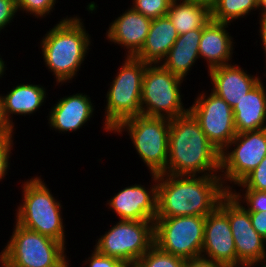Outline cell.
Instances as JSON below:
<instances>
[{
  "mask_svg": "<svg viewBox=\"0 0 266 267\" xmlns=\"http://www.w3.org/2000/svg\"><path fill=\"white\" fill-rule=\"evenodd\" d=\"M227 193L220 176L158 174L156 218L206 217Z\"/></svg>",
  "mask_w": 266,
  "mask_h": 267,
  "instance_id": "1",
  "label": "cell"
},
{
  "mask_svg": "<svg viewBox=\"0 0 266 267\" xmlns=\"http://www.w3.org/2000/svg\"><path fill=\"white\" fill-rule=\"evenodd\" d=\"M166 173L220 175V151L208 140L189 111L170 119Z\"/></svg>",
  "mask_w": 266,
  "mask_h": 267,
  "instance_id": "2",
  "label": "cell"
},
{
  "mask_svg": "<svg viewBox=\"0 0 266 267\" xmlns=\"http://www.w3.org/2000/svg\"><path fill=\"white\" fill-rule=\"evenodd\" d=\"M82 20L79 15L63 17L40 41L44 65L53 72L57 85L71 83L91 49L92 37Z\"/></svg>",
  "mask_w": 266,
  "mask_h": 267,
  "instance_id": "3",
  "label": "cell"
},
{
  "mask_svg": "<svg viewBox=\"0 0 266 267\" xmlns=\"http://www.w3.org/2000/svg\"><path fill=\"white\" fill-rule=\"evenodd\" d=\"M46 185L37 176L22 182V202L15 210L14 223L55 239L66 247L63 207Z\"/></svg>",
  "mask_w": 266,
  "mask_h": 267,
  "instance_id": "4",
  "label": "cell"
},
{
  "mask_svg": "<svg viewBox=\"0 0 266 267\" xmlns=\"http://www.w3.org/2000/svg\"><path fill=\"white\" fill-rule=\"evenodd\" d=\"M13 230L0 252V267H70L61 242L17 223Z\"/></svg>",
  "mask_w": 266,
  "mask_h": 267,
  "instance_id": "5",
  "label": "cell"
},
{
  "mask_svg": "<svg viewBox=\"0 0 266 267\" xmlns=\"http://www.w3.org/2000/svg\"><path fill=\"white\" fill-rule=\"evenodd\" d=\"M116 77L108 88L104 124L109 134L122 121L141 114L142 84L146 63L135 56H125Z\"/></svg>",
  "mask_w": 266,
  "mask_h": 267,
  "instance_id": "6",
  "label": "cell"
},
{
  "mask_svg": "<svg viewBox=\"0 0 266 267\" xmlns=\"http://www.w3.org/2000/svg\"><path fill=\"white\" fill-rule=\"evenodd\" d=\"M170 119L139 114L122 121L111 133L127 132L150 174L166 173Z\"/></svg>",
  "mask_w": 266,
  "mask_h": 267,
  "instance_id": "7",
  "label": "cell"
},
{
  "mask_svg": "<svg viewBox=\"0 0 266 267\" xmlns=\"http://www.w3.org/2000/svg\"><path fill=\"white\" fill-rule=\"evenodd\" d=\"M183 79L161 64H147L143 77L141 114L176 118L188 112L182 102ZM181 85V86H180Z\"/></svg>",
  "mask_w": 266,
  "mask_h": 267,
  "instance_id": "8",
  "label": "cell"
},
{
  "mask_svg": "<svg viewBox=\"0 0 266 267\" xmlns=\"http://www.w3.org/2000/svg\"><path fill=\"white\" fill-rule=\"evenodd\" d=\"M205 216H176L154 220V245L162 251L199 261L204 241Z\"/></svg>",
  "mask_w": 266,
  "mask_h": 267,
  "instance_id": "9",
  "label": "cell"
},
{
  "mask_svg": "<svg viewBox=\"0 0 266 267\" xmlns=\"http://www.w3.org/2000/svg\"><path fill=\"white\" fill-rule=\"evenodd\" d=\"M97 240L94 248L100 254L133 267L154 245V221L119 220Z\"/></svg>",
  "mask_w": 266,
  "mask_h": 267,
  "instance_id": "10",
  "label": "cell"
},
{
  "mask_svg": "<svg viewBox=\"0 0 266 267\" xmlns=\"http://www.w3.org/2000/svg\"><path fill=\"white\" fill-rule=\"evenodd\" d=\"M265 156L266 129L236 134L226 148L220 152L219 176L227 191L229 192L233 186L239 184Z\"/></svg>",
  "mask_w": 266,
  "mask_h": 267,
  "instance_id": "11",
  "label": "cell"
},
{
  "mask_svg": "<svg viewBox=\"0 0 266 267\" xmlns=\"http://www.w3.org/2000/svg\"><path fill=\"white\" fill-rule=\"evenodd\" d=\"M189 112L208 140L221 152L236 136L233 108L212 91L199 93Z\"/></svg>",
  "mask_w": 266,
  "mask_h": 267,
  "instance_id": "12",
  "label": "cell"
},
{
  "mask_svg": "<svg viewBox=\"0 0 266 267\" xmlns=\"http://www.w3.org/2000/svg\"><path fill=\"white\" fill-rule=\"evenodd\" d=\"M218 207L229 219L235 242L237 265L266 259V240L253 228L249 212L244 206L228 192Z\"/></svg>",
  "mask_w": 266,
  "mask_h": 267,
  "instance_id": "13",
  "label": "cell"
},
{
  "mask_svg": "<svg viewBox=\"0 0 266 267\" xmlns=\"http://www.w3.org/2000/svg\"><path fill=\"white\" fill-rule=\"evenodd\" d=\"M150 188L140 184L127 186L107 200L119 220L154 221L157 215L158 175L151 174Z\"/></svg>",
  "mask_w": 266,
  "mask_h": 267,
  "instance_id": "14",
  "label": "cell"
},
{
  "mask_svg": "<svg viewBox=\"0 0 266 267\" xmlns=\"http://www.w3.org/2000/svg\"><path fill=\"white\" fill-rule=\"evenodd\" d=\"M201 261L237 265L235 242L228 216L217 207L205 219Z\"/></svg>",
  "mask_w": 266,
  "mask_h": 267,
  "instance_id": "15",
  "label": "cell"
},
{
  "mask_svg": "<svg viewBox=\"0 0 266 267\" xmlns=\"http://www.w3.org/2000/svg\"><path fill=\"white\" fill-rule=\"evenodd\" d=\"M151 22L150 18L130 7L110 23L106 39L123 47L126 56H135L146 41Z\"/></svg>",
  "mask_w": 266,
  "mask_h": 267,
  "instance_id": "16",
  "label": "cell"
},
{
  "mask_svg": "<svg viewBox=\"0 0 266 267\" xmlns=\"http://www.w3.org/2000/svg\"><path fill=\"white\" fill-rule=\"evenodd\" d=\"M94 108L89 95L76 93L64 96L58 99L48 113L50 129L59 133L75 132L91 120Z\"/></svg>",
  "mask_w": 266,
  "mask_h": 267,
  "instance_id": "17",
  "label": "cell"
},
{
  "mask_svg": "<svg viewBox=\"0 0 266 267\" xmlns=\"http://www.w3.org/2000/svg\"><path fill=\"white\" fill-rule=\"evenodd\" d=\"M208 74L213 85L211 91L232 108L262 80L233 63L210 69Z\"/></svg>",
  "mask_w": 266,
  "mask_h": 267,
  "instance_id": "18",
  "label": "cell"
},
{
  "mask_svg": "<svg viewBox=\"0 0 266 267\" xmlns=\"http://www.w3.org/2000/svg\"><path fill=\"white\" fill-rule=\"evenodd\" d=\"M228 25L231 24L211 19L202 29L199 57L207 61L208 71L232 63L235 42L233 36L227 31Z\"/></svg>",
  "mask_w": 266,
  "mask_h": 267,
  "instance_id": "19",
  "label": "cell"
},
{
  "mask_svg": "<svg viewBox=\"0 0 266 267\" xmlns=\"http://www.w3.org/2000/svg\"><path fill=\"white\" fill-rule=\"evenodd\" d=\"M262 80L233 107L236 132L266 129V86Z\"/></svg>",
  "mask_w": 266,
  "mask_h": 267,
  "instance_id": "20",
  "label": "cell"
},
{
  "mask_svg": "<svg viewBox=\"0 0 266 267\" xmlns=\"http://www.w3.org/2000/svg\"><path fill=\"white\" fill-rule=\"evenodd\" d=\"M178 36L167 15L153 19L146 41L135 57L146 64H161Z\"/></svg>",
  "mask_w": 266,
  "mask_h": 267,
  "instance_id": "21",
  "label": "cell"
},
{
  "mask_svg": "<svg viewBox=\"0 0 266 267\" xmlns=\"http://www.w3.org/2000/svg\"><path fill=\"white\" fill-rule=\"evenodd\" d=\"M202 29L191 30L178 36L161 65L183 80L199 59Z\"/></svg>",
  "mask_w": 266,
  "mask_h": 267,
  "instance_id": "22",
  "label": "cell"
},
{
  "mask_svg": "<svg viewBox=\"0 0 266 267\" xmlns=\"http://www.w3.org/2000/svg\"><path fill=\"white\" fill-rule=\"evenodd\" d=\"M46 88L36 84H19L13 86L6 94H1L4 102V112L9 122H13L14 115H30L36 113L46 102L48 95Z\"/></svg>",
  "mask_w": 266,
  "mask_h": 267,
  "instance_id": "23",
  "label": "cell"
},
{
  "mask_svg": "<svg viewBox=\"0 0 266 267\" xmlns=\"http://www.w3.org/2000/svg\"><path fill=\"white\" fill-rule=\"evenodd\" d=\"M167 16L179 35L203 29L212 19L211 10L196 0H172Z\"/></svg>",
  "mask_w": 266,
  "mask_h": 267,
  "instance_id": "24",
  "label": "cell"
},
{
  "mask_svg": "<svg viewBox=\"0 0 266 267\" xmlns=\"http://www.w3.org/2000/svg\"><path fill=\"white\" fill-rule=\"evenodd\" d=\"M258 10V0H220L211 11L212 20L231 24Z\"/></svg>",
  "mask_w": 266,
  "mask_h": 267,
  "instance_id": "25",
  "label": "cell"
},
{
  "mask_svg": "<svg viewBox=\"0 0 266 267\" xmlns=\"http://www.w3.org/2000/svg\"><path fill=\"white\" fill-rule=\"evenodd\" d=\"M188 265L186 259L166 253L153 245L133 267H188Z\"/></svg>",
  "mask_w": 266,
  "mask_h": 267,
  "instance_id": "26",
  "label": "cell"
},
{
  "mask_svg": "<svg viewBox=\"0 0 266 267\" xmlns=\"http://www.w3.org/2000/svg\"><path fill=\"white\" fill-rule=\"evenodd\" d=\"M237 190H230L231 195L244 205L248 212L266 211V191L257 190H239L243 192H236ZM242 193V194H241ZM247 206V207H246Z\"/></svg>",
  "mask_w": 266,
  "mask_h": 267,
  "instance_id": "27",
  "label": "cell"
},
{
  "mask_svg": "<svg viewBox=\"0 0 266 267\" xmlns=\"http://www.w3.org/2000/svg\"><path fill=\"white\" fill-rule=\"evenodd\" d=\"M132 8L150 18L157 19L167 15L172 0H132Z\"/></svg>",
  "mask_w": 266,
  "mask_h": 267,
  "instance_id": "28",
  "label": "cell"
},
{
  "mask_svg": "<svg viewBox=\"0 0 266 267\" xmlns=\"http://www.w3.org/2000/svg\"><path fill=\"white\" fill-rule=\"evenodd\" d=\"M18 12L29 13L35 18H45L51 15L57 0H16Z\"/></svg>",
  "mask_w": 266,
  "mask_h": 267,
  "instance_id": "29",
  "label": "cell"
},
{
  "mask_svg": "<svg viewBox=\"0 0 266 267\" xmlns=\"http://www.w3.org/2000/svg\"><path fill=\"white\" fill-rule=\"evenodd\" d=\"M245 190L266 191V156L239 184Z\"/></svg>",
  "mask_w": 266,
  "mask_h": 267,
  "instance_id": "30",
  "label": "cell"
},
{
  "mask_svg": "<svg viewBox=\"0 0 266 267\" xmlns=\"http://www.w3.org/2000/svg\"><path fill=\"white\" fill-rule=\"evenodd\" d=\"M90 257L86 258L83 265L87 267H127L119 259L100 254L95 248L91 250Z\"/></svg>",
  "mask_w": 266,
  "mask_h": 267,
  "instance_id": "31",
  "label": "cell"
},
{
  "mask_svg": "<svg viewBox=\"0 0 266 267\" xmlns=\"http://www.w3.org/2000/svg\"><path fill=\"white\" fill-rule=\"evenodd\" d=\"M14 138L13 137H6L0 138V182L2 179H5V176L9 172L10 169V156L13 154L11 150L14 148Z\"/></svg>",
  "mask_w": 266,
  "mask_h": 267,
  "instance_id": "32",
  "label": "cell"
},
{
  "mask_svg": "<svg viewBox=\"0 0 266 267\" xmlns=\"http://www.w3.org/2000/svg\"><path fill=\"white\" fill-rule=\"evenodd\" d=\"M17 12L16 0H0V32L12 23Z\"/></svg>",
  "mask_w": 266,
  "mask_h": 267,
  "instance_id": "33",
  "label": "cell"
},
{
  "mask_svg": "<svg viewBox=\"0 0 266 267\" xmlns=\"http://www.w3.org/2000/svg\"><path fill=\"white\" fill-rule=\"evenodd\" d=\"M15 126L12 125L6 118L4 112V102L2 95L0 94V138L14 137Z\"/></svg>",
  "mask_w": 266,
  "mask_h": 267,
  "instance_id": "34",
  "label": "cell"
},
{
  "mask_svg": "<svg viewBox=\"0 0 266 267\" xmlns=\"http://www.w3.org/2000/svg\"><path fill=\"white\" fill-rule=\"evenodd\" d=\"M249 215L253 228L266 240V211L249 212Z\"/></svg>",
  "mask_w": 266,
  "mask_h": 267,
  "instance_id": "35",
  "label": "cell"
},
{
  "mask_svg": "<svg viewBox=\"0 0 266 267\" xmlns=\"http://www.w3.org/2000/svg\"><path fill=\"white\" fill-rule=\"evenodd\" d=\"M259 25H260L259 30H258L260 33L259 36H260L261 41H262L261 45L264 49L263 52L265 53L264 55H265V59H266V16L259 18ZM265 64H266V62H265Z\"/></svg>",
  "mask_w": 266,
  "mask_h": 267,
  "instance_id": "36",
  "label": "cell"
},
{
  "mask_svg": "<svg viewBox=\"0 0 266 267\" xmlns=\"http://www.w3.org/2000/svg\"><path fill=\"white\" fill-rule=\"evenodd\" d=\"M188 267H227L225 264L208 263L204 261L189 262Z\"/></svg>",
  "mask_w": 266,
  "mask_h": 267,
  "instance_id": "37",
  "label": "cell"
},
{
  "mask_svg": "<svg viewBox=\"0 0 266 267\" xmlns=\"http://www.w3.org/2000/svg\"><path fill=\"white\" fill-rule=\"evenodd\" d=\"M203 6H206L211 11L214 9V7L220 2V0H196Z\"/></svg>",
  "mask_w": 266,
  "mask_h": 267,
  "instance_id": "38",
  "label": "cell"
},
{
  "mask_svg": "<svg viewBox=\"0 0 266 267\" xmlns=\"http://www.w3.org/2000/svg\"><path fill=\"white\" fill-rule=\"evenodd\" d=\"M258 11L261 13L258 17L266 16V0H258Z\"/></svg>",
  "mask_w": 266,
  "mask_h": 267,
  "instance_id": "39",
  "label": "cell"
},
{
  "mask_svg": "<svg viewBox=\"0 0 266 267\" xmlns=\"http://www.w3.org/2000/svg\"><path fill=\"white\" fill-rule=\"evenodd\" d=\"M4 59H2L1 55H0V79L3 78L2 76H4V74H6V64L5 61H3Z\"/></svg>",
  "mask_w": 266,
  "mask_h": 267,
  "instance_id": "40",
  "label": "cell"
},
{
  "mask_svg": "<svg viewBox=\"0 0 266 267\" xmlns=\"http://www.w3.org/2000/svg\"><path fill=\"white\" fill-rule=\"evenodd\" d=\"M251 267H256V266H259V267H266V259L264 260H259L257 262H253V263H250L249 264Z\"/></svg>",
  "mask_w": 266,
  "mask_h": 267,
  "instance_id": "41",
  "label": "cell"
},
{
  "mask_svg": "<svg viewBox=\"0 0 266 267\" xmlns=\"http://www.w3.org/2000/svg\"><path fill=\"white\" fill-rule=\"evenodd\" d=\"M227 267H251L249 264L227 265Z\"/></svg>",
  "mask_w": 266,
  "mask_h": 267,
  "instance_id": "42",
  "label": "cell"
}]
</instances>
